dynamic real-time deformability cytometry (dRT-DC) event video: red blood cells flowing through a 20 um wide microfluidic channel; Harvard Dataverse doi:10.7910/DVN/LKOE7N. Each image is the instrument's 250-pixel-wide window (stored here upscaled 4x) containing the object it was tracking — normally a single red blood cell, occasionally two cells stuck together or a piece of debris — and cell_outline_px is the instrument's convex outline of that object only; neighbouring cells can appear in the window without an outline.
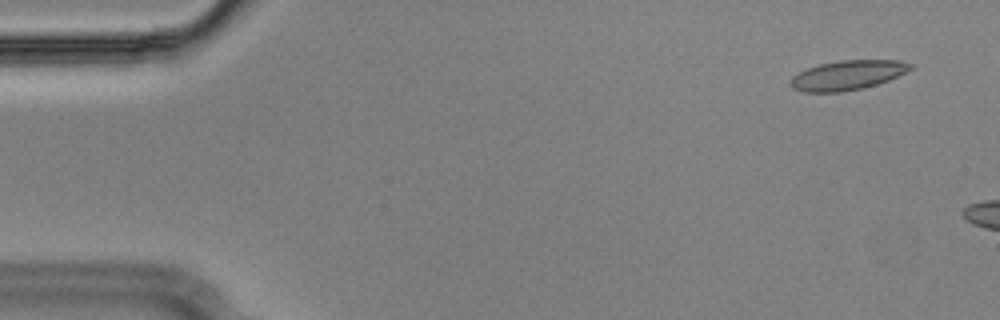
{"species": "Egyptian fruit bat (a non-hibernating species)", "species_latin": "Rousettus aegyptiacus", "temperature_condition": "cold", "stored_images_in_passage": 48, "camera_frame_rate_fps": 3000, "um_per_image_px": 0.085, "animal": {"sex": "male"}, "frame": {"image": 1, "passage_image": 3, "time_ms": 0.667, "image_size_px": [1000, 320], "cell_outline_px": [[916, 64], [912, 68], [888, 80], [864, 88], [840, 92], [804, 92], [792, 88], [788, 84], [792, 76], [808, 68], [820, 64], [840, 60], [900, 60]], "centroid_in_image_um": [72.03, 6.39], "position_along_channel_um": 13.0, "area_um2": 20.63}}
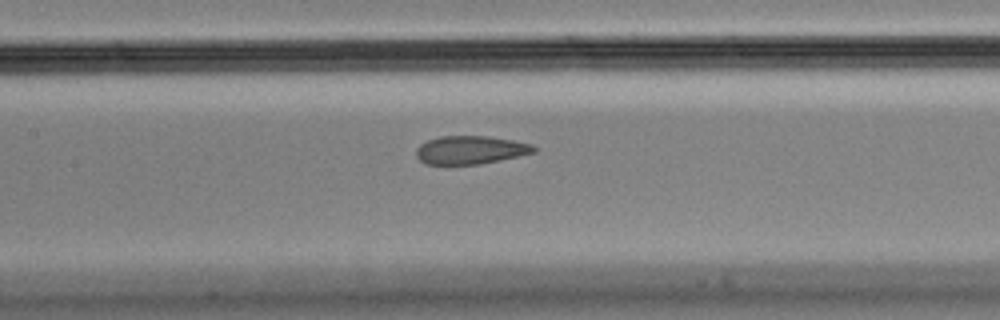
{"frame": {"image": 2, "passage_image": 25, "time_ms": 8.0, "image_size_px": [1000, 320], "cell_outline_px": [[536, 152], [500, 160], [480, 164], [424, 164], [416, 156], [416, 148], [420, 144], [428, 140], [440, 136], [488, 136], [512, 140], [532, 144], [536, 148]], "centroid_in_image_um": [39.98, 12.74], "position_along_channel_um": 167.4, "area_um2": 19.36}}
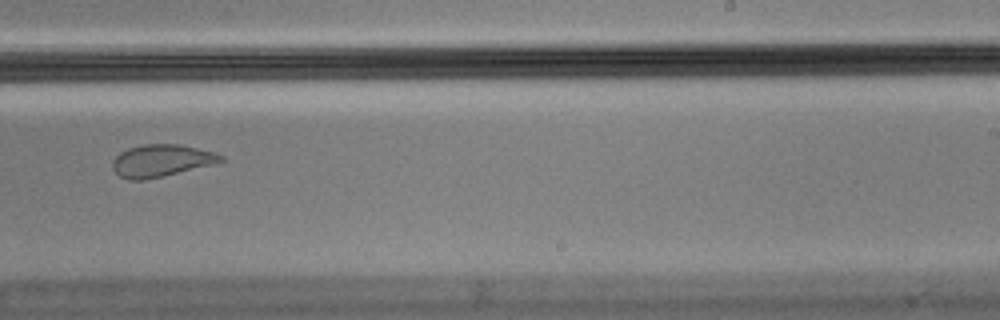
{"frame": {"image": 3, "passage_image": 34, "time_ms": 11.0, "image_size_px": [1000, 320], "cell_outline_px": [[224, 160], [216, 164], [164, 176], [144, 180], [128, 180], [120, 176], [112, 168], [112, 160], [120, 152], [128, 148], [144, 144], [180, 144], [212, 152], [224, 156]], "centroid_in_image_um": [13.7, 13.66], "position_along_channel_um": 275.3, "area_um2": 20.4}}